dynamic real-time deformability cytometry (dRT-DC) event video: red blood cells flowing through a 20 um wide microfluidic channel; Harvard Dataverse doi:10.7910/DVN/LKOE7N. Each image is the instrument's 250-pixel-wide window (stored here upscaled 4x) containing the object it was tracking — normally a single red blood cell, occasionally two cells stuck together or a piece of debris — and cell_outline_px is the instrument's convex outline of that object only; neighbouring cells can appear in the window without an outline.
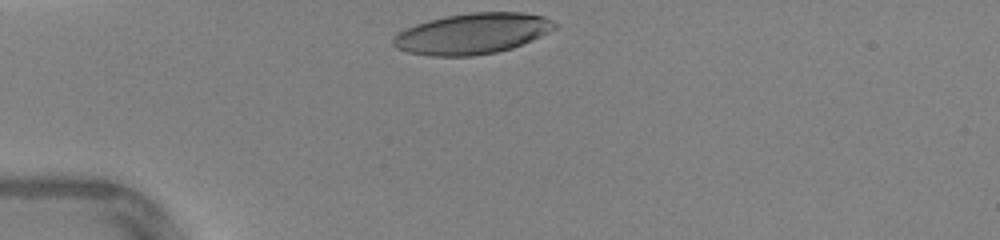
{"species": "human", "species_latin": "Homo sapiens", "temperature_condition": "warm", "stored_images_in_passage": 26, "camera_frame_rate_fps": 3000, "um_per_image_px": 0.085, "donor": {"sex": "female"}, "frame": {"image": 1, "passage_image": 1, "time_ms": 0.0, "image_size_px": [1000, 240], "cell_outline_px": [[560, 24], [556, 28], [532, 40], [512, 48], [496, 52], [472, 56], [428, 56], [408, 52], [396, 48], [392, 44], [392, 40], [400, 32], [416, 24], [428, 20], [448, 16], [472, 12], [524, 12], [544, 16]], "centroid_in_image_um": [40.19, 2.86], "position_along_channel_um": 44.8, "area_um2": 38.32}}
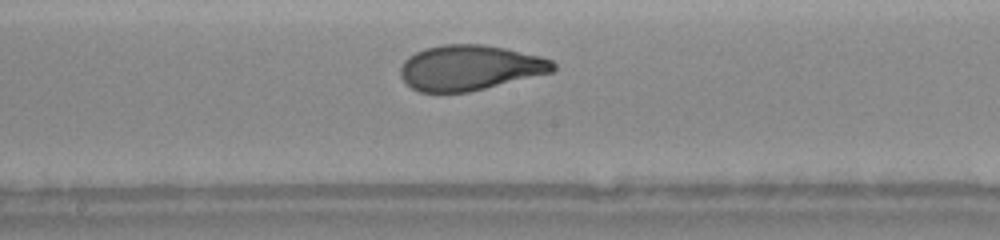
{"frame": {"image": 2, "passage_image": 14, "time_ms": 4.333, "image_size_px": [1000, 240], "cell_outline_px": [[556, 68], [552, 72], [468, 92], [420, 92], [412, 88], [400, 76], [400, 68], [404, 60], [408, 56], [424, 48], [444, 44], [484, 44], [504, 48], [540, 56], [552, 60], [556, 64]], "centroid_in_image_um": [39.92, 5.74], "position_along_channel_um": 208.3, "area_um2": 40.11}}
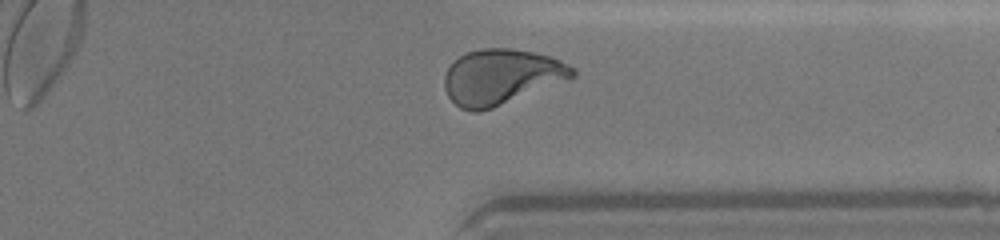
{"frame": {"image": 3, "passage_image": 25, "time_ms": 8.0, "image_size_px": [1000, 240], "cell_outline_px": [[576, 76], [568, 80], [492, 108], [480, 112], [472, 112], [460, 108], [448, 96], [444, 88], [444, 76], [448, 68], [460, 56], [468, 52], [480, 48], [512, 48], [532, 52], [548, 56], [560, 60], [576, 68]], "centroid_in_image_um": [42.62, 6.53], "position_along_channel_um": 368.8, "area_um2": 41.27}, "authors_computed_cell_mechanics": {"area_um2": 40.1132, "velocity_mm_per_s": 4.38, "shape_relaxation_time_tau1_ms": 3.875, "shape_relaxation_time_tau2_ms": 0.6184, "deformation_change_tau1": 0.2014, "deformation_change_tau2": 0.0671}}